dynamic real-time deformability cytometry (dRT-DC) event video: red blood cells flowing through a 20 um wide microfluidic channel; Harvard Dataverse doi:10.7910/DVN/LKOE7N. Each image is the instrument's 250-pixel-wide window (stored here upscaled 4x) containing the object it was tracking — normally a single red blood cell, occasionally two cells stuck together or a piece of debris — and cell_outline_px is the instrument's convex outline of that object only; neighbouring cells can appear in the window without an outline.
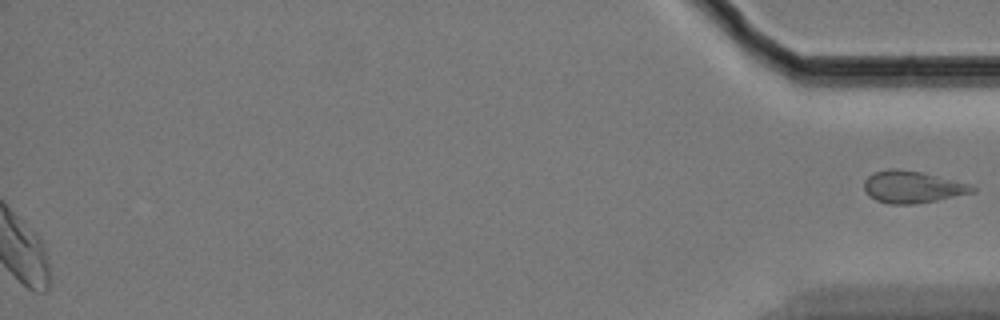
{"species": "Egyptian fruit bat (a non-hibernating species)", "species_latin": "Rousettus aegyptiacus", "temperature_condition": "cold", "stored_images_in_passage": 48, "segment_of_instrument_passage": [2, 2], "camera_frame_rate_fps": 3000, "um_per_image_px": 0.085, "animal": {"sex": "female"}, "frame": {"image": 1, "passage_image": 48, "time_ms": 15.667, "image_size_px": [1000, 320], "cell_outline_px": [[976, 188], [972, 192], [936, 200], [912, 204], [888, 204], [876, 200], [868, 196], [864, 188], [864, 180], [868, 176], [876, 172], [888, 168], [896, 168], [920, 172], [968, 184]], "centroid_in_image_um": [77.46, 15.89], "position_along_channel_um": 357.7, "area_um2": 19.77}}